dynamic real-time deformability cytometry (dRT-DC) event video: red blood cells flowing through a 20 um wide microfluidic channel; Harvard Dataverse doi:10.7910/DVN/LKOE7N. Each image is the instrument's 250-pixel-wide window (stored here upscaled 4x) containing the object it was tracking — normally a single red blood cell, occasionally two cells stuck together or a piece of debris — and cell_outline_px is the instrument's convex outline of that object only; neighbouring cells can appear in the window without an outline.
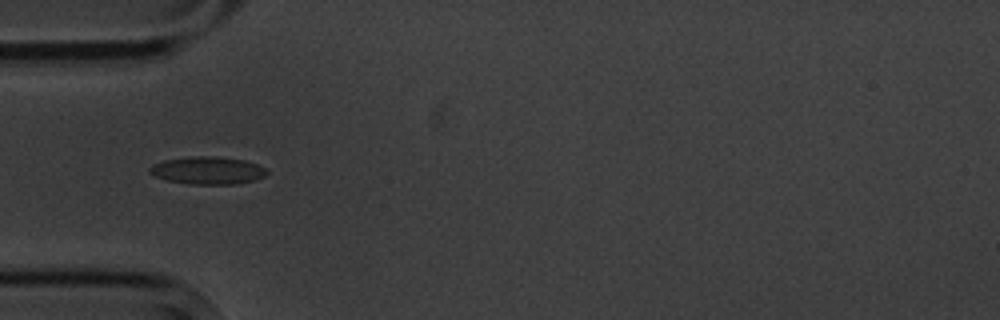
{"species": "common noctule bat (a hibernating species)", "species_latin": "Nyctalus noctula", "temperature_condition": "cold", "stored_images_in_passage": 10, "camera_frame_rate_fps": 3000, "um_per_image_px": 0.085, "animal": {"sex": "male", "body_mass_g": 20.1, "forearm_length_mm": 53.5}, "frame": {"image": 1, "passage_image": 5, "time_ms": 5.667, "image_size_px": [1000, 320], "cell_outline_px": [[268, 172], [264, 176], [256, 180], [236, 184], [188, 184], [168, 180], [156, 176], [148, 172], [148, 168], [152, 164], [164, 160], [192, 156], [216, 156], [244, 160], [256, 164], [264, 168]], "centroid_in_image_um": [17.63, 14.48], "position_along_channel_um": 67.4, "area_um2": 18.84}}
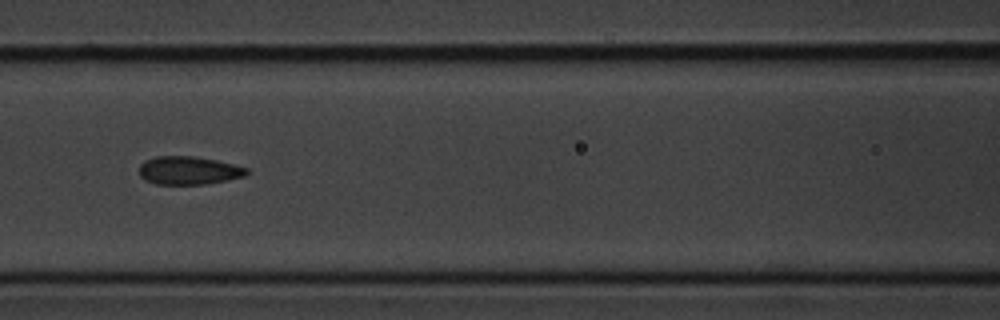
{"frame": {"image": 2, "passage_image": 7, "time_ms": 8.0, "image_size_px": [1000, 320], "cell_outline_px": [[248, 172], [244, 176], [228, 180], [204, 184], [156, 184], [144, 180], [140, 176], [140, 164], [144, 160], [156, 156], [192, 156], [216, 160], [248, 168]], "centroid_in_image_um": [16.01, 14.49], "position_along_channel_um": 150.6, "area_um2": 17.63}}
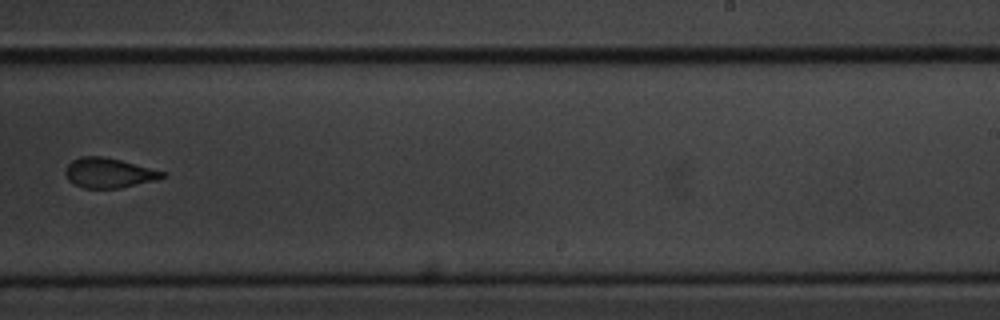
{"frame": {"image": 3, "passage_image": 10, "time_ms": 11.667, "image_size_px": [1000, 320], "cell_outline_px": [[164, 176], [156, 180], [120, 188], [84, 188], [68, 180], [64, 172], [68, 164], [72, 160], [80, 156], [104, 156], [120, 160], [164, 172]], "centroid_in_image_um": [9.2, 14.69], "position_along_channel_um": 279.8, "area_um2": 16.65}}